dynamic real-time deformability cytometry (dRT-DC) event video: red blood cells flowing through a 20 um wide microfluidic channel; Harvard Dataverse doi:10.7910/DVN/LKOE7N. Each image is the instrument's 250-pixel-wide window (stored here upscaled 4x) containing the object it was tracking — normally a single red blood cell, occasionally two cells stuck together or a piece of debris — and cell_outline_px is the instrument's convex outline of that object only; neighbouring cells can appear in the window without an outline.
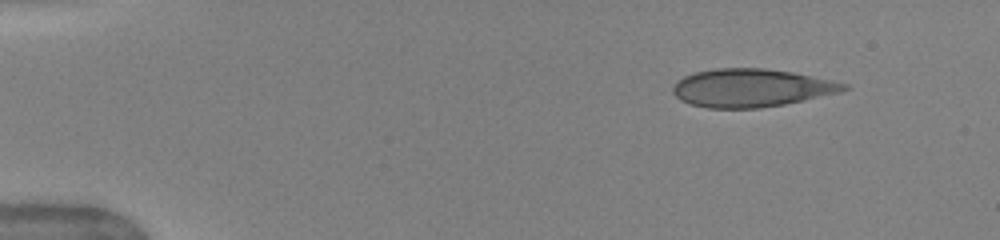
{"species": "human", "species_latin": "Homo sapiens", "temperature_condition": "warm", "stored_images_in_passage": 45, "camera_frame_rate_fps": 3000, "um_per_image_px": 0.085, "donor": {"sex": "female"}, "frame": {"image": 1, "passage_image": 1, "time_ms": 0.0, "image_size_px": [1000, 240], "cell_outline_px": [[848, 88], [840, 92], [804, 100], [784, 104], [760, 108], [708, 108], [692, 104], [680, 100], [672, 92], [672, 88], [676, 80], [684, 76], [696, 72], [716, 68], [764, 68], [792, 72], [832, 80], [848, 84]], "centroid_in_image_um": [63.84, 7.47], "position_along_channel_um": 21.2, "area_um2": 37.86}}
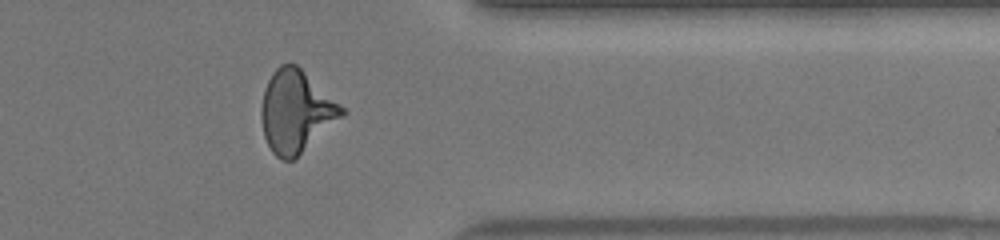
{"frame": {"image": 2, "passage_image": 36, "time_ms": 11.667, "image_size_px": [1000, 240], "cell_outline_px": [[348, 112], [344, 116], [292, 160], [280, 160], [272, 152], [264, 136], [260, 116], [260, 108], [264, 88], [272, 72], [280, 64], [296, 64], [340, 104]], "centroid_in_image_um": [25.14, 9.47], "position_along_channel_um": 386.3, "area_um2": 38.26}}
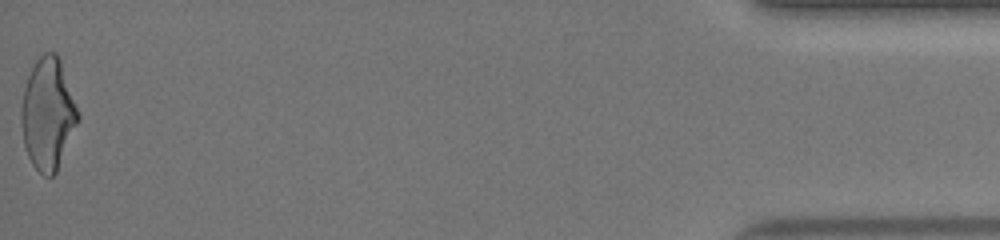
{"frame": {"image": 3, "passage_image": 45, "time_ms": 14.667, "image_size_px": [1000, 240], "cell_outline_px": [[80, 120], [56, 172], [52, 176], [44, 176], [32, 164], [28, 156], [24, 144], [20, 120], [20, 108], [24, 88], [28, 76], [36, 60], [44, 52], [56, 52], [60, 60], [80, 112]], "centroid_in_image_um": [4.08, 9.68], "position_along_channel_um": 431.1, "area_um2": 37.11}, "authors_computed_cell_mechanics": {"area_um2": 37.6856, "velocity_mm_per_s": 4.0579, "shape_relaxation_time_tau1_ms": 5.5598, "shape_relaxation_time_tau2_ms": 0.5998, "deformation_change_tau1": 0.1877, "deformation_change_tau2": 0.0774}}